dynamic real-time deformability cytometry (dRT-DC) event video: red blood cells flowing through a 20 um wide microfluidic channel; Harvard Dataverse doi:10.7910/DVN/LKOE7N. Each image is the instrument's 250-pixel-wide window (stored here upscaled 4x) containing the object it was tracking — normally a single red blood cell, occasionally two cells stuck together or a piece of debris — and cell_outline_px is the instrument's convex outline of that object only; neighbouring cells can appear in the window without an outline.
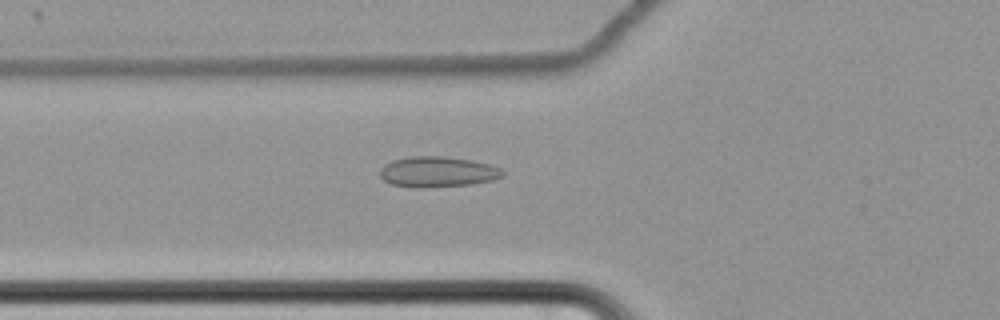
{"species": "common noctule bat (a hibernating species)", "species_latin": "Nyctalus noctula", "temperature_condition": "cold", "stored_images_in_passage": 47, "camera_frame_rate_fps": 3000, "um_per_image_px": 0.085, "animal": {"sex": "female", "body_mass_g": 22.7, "forearm_length_mm": 54.2}, "frame": {"image": 1, "passage_image": 10, "time_ms": 3.0, "image_size_px": [1000, 320], "cell_outline_px": [[504, 176], [492, 180], [472, 184], [424, 188], [416, 188], [392, 184], [384, 180], [380, 176], [380, 168], [384, 164], [392, 160], [408, 156], [444, 156], [472, 160], [488, 164], [500, 168], [504, 172]], "centroid_in_image_um": [37.18, 14.6], "position_along_channel_um": 88.6, "area_um2": 22.02}}
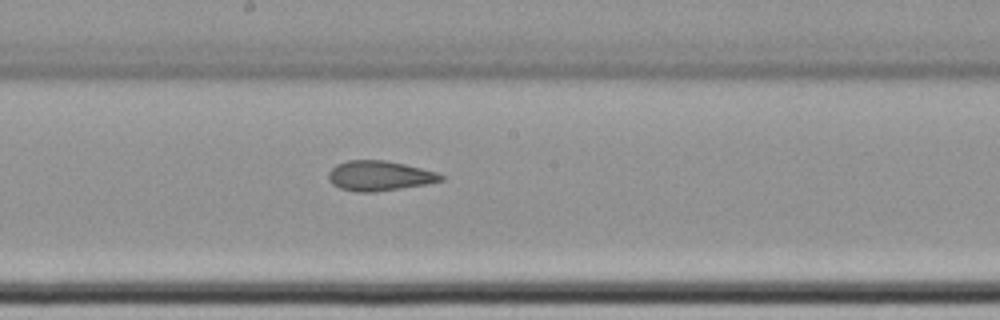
{"frame": {"image": 2, "passage_image": 21, "time_ms": 6.667, "image_size_px": [1000, 320], "cell_outline_px": [[444, 180], [428, 184], [376, 192], [356, 192], [340, 188], [332, 184], [328, 180], [328, 172], [336, 164], [348, 160], [384, 160], [404, 164], [436, 172], [444, 176]], "centroid_in_image_um": [32.23, 14.95], "position_along_channel_um": 216.0, "area_um2": 19.71}}
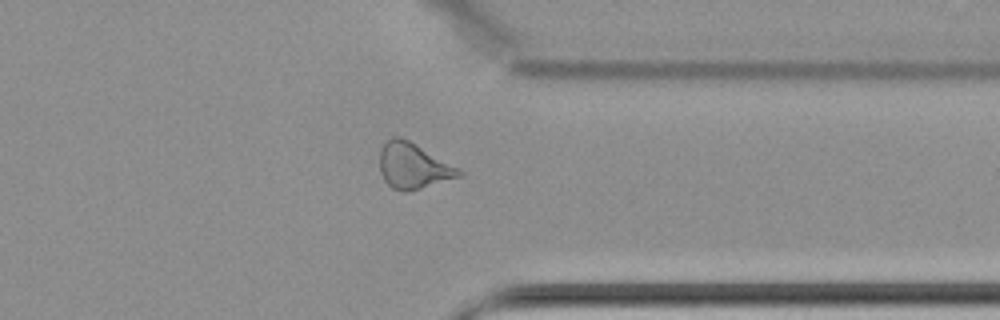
{"frame": {"image": 3, "passage_image": 35, "time_ms": 11.333, "image_size_px": [1000, 320], "cell_outline_px": [[464, 172], [460, 176], [408, 192], [404, 192], [392, 188], [384, 180], [380, 172], [380, 148], [392, 136], [400, 136], [416, 144], [460, 168]], "centroid_in_image_um": [35.11, 14.1], "position_along_channel_um": 376.3, "area_um2": 21.04}, "authors_computed_cell_mechanics": {"area_um2": 20.7502, "velocity_mm_per_s": 3.4748, "shape_relaxation_time_tau1_ms": null, "shape_relaxation_time_tau2_ms": 3.8085, "deformation_change_tau1": null, "deformation_change_tau2": 0.1035}}